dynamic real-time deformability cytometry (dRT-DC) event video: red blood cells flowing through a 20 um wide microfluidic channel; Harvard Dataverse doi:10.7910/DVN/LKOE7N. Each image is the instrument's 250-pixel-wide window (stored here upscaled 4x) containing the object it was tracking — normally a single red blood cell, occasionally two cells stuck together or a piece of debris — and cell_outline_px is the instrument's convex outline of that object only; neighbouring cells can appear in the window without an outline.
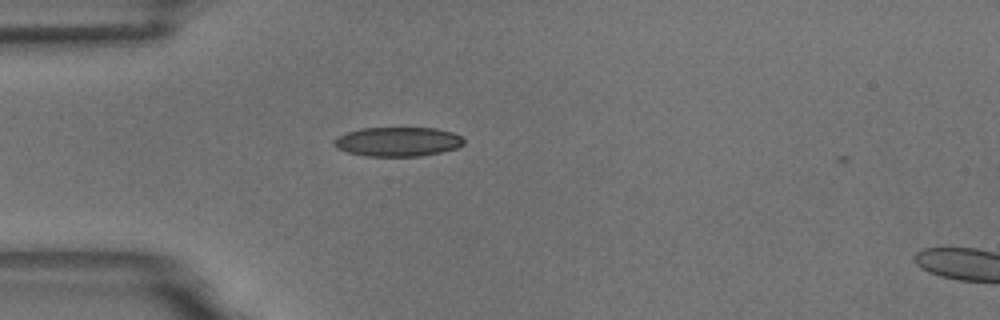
{"species": "common noctule bat (a hibernating species)", "species_latin": "Nyctalus noctula", "temperature_condition": "room temperature", "stored_images_in_passage": 2, "camera_frame_rate_fps": 3000, "um_per_image_px": 0.085, "animal": {"sex": "male", "body_mass_g": 18.8}, "frame": {"image": 1, "passage_image": 1, "time_ms": 0.0, "image_size_px": [1000, 320], "cell_outline_px": [[464, 144], [456, 148], [440, 152], [420, 156], [364, 156], [348, 152], [336, 148], [332, 144], [332, 140], [348, 132], [360, 128], [436, 128], [452, 132], [460, 136], [464, 140]], "centroid_in_image_um": [33.79, 12.04], "position_along_channel_um": 51.2, "area_um2": 22.14}}